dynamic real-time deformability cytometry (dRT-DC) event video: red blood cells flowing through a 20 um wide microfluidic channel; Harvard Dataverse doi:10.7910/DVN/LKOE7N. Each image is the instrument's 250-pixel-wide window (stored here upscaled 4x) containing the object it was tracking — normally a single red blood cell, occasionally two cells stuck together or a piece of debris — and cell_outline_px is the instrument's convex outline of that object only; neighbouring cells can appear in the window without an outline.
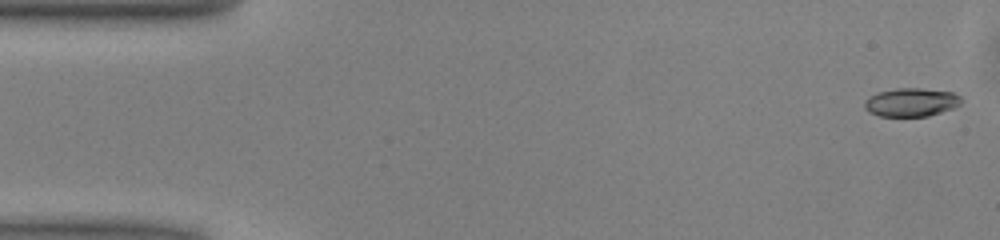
{"species": "common noctule bat (a hibernating species)", "species_latin": "Nyctalus noctula", "temperature_condition": "warm", "stored_images_in_passage": 50, "camera_frame_rate_fps": 3000, "um_per_image_px": 0.085, "animal": {"sex": "male", "body_mass_g": 13.0, "forearm_length_mm": 53.1}, "frame": {"image": 1, "passage_image": 1, "time_ms": 0.0, "image_size_px": [1000, 240], "cell_outline_px": [[964, 100], [960, 104], [952, 108], [928, 116], [880, 116], [868, 112], [864, 108], [864, 100], [868, 96], [876, 92], [896, 88], [920, 88], [952, 92], [960, 96]], "centroid_in_image_um": [77.41, 8.68], "position_along_channel_um": 7.6, "area_um2": 16.18}}
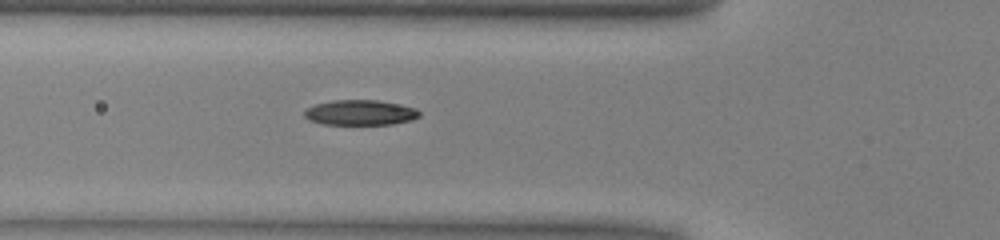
{"frame": {"image": 2, "passage_image": 17, "time_ms": 5.333, "image_size_px": [1000, 240], "cell_outline_px": [[420, 116], [412, 120], [392, 124], [324, 124], [308, 120], [304, 116], [304, 108], [316, 104], [332, 100], [380, 100], [416, 108], [420, 112]], "centroid_in_image_um": [30.6, 9.56], "position_along_channel_um": 95.2, "area_um2": 16.99}}
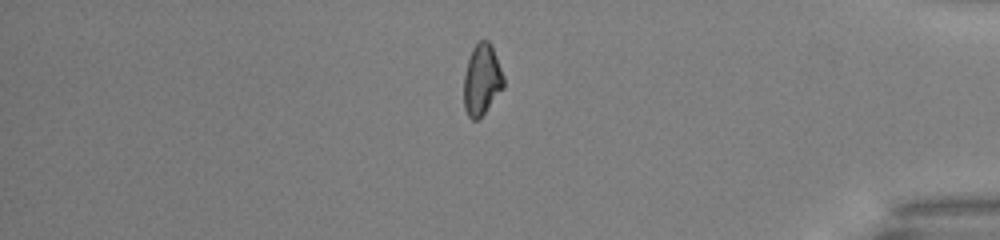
{"frame": {"image": 3, "passage_image": 42, "time_ms": 13.667, "image_size_px": [1000, 240], "cell_outline_px": [[504, 88], [484, 112], [476, 120], [472, 120], [468, 116], [464, 108], [464, 72], [472, 48], [480, 40], [488, 40], [492, 44], [504, 76]], "centroid_in_image_um": [40.96, 6.75], "position_along_channel_um": 394.2, "area_um2": 16.53}, "authors_computed_cell_mechanics": {"area_um2": 16.8487, "velocity_mm_per_s": 4.0386, "shape_relaxation_time_tau1_ms": 6.2157, "shape_relaxation_time_tau2_ms": 6.732, "deformation_change_tau1": 0.1675, "deformation_change_tau2": 0.1316}}